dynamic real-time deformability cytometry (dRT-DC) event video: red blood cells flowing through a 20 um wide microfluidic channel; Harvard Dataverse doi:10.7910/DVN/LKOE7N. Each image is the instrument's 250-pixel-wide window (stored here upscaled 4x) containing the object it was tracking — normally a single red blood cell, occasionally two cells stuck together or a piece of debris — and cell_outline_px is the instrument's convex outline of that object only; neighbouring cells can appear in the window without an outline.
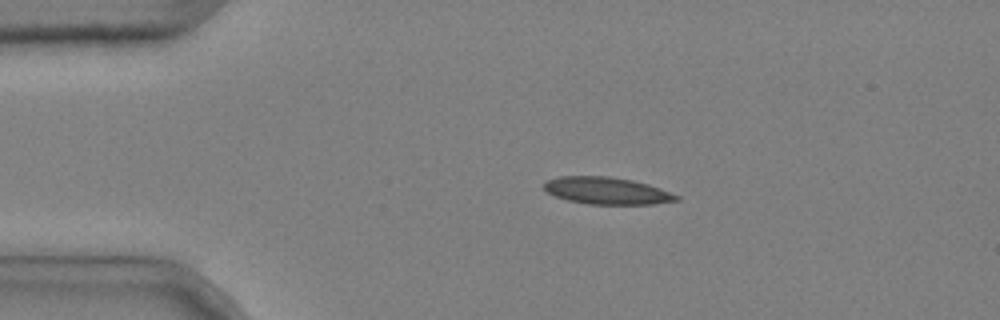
{"species": "common noctule bat (a hibernating species)", "species_latin": "Nyctalus noctula", "temperature_condition": "cold", "stored_images_in_passage": 42, "camera_frame_rate_fps": 3000, "um_per_image_px": 0.085, "animal": {"sex": "male", "body_mass_g": 20.4}, "frame": {"image": 1, "passage_image": 1, "time_ms": 0.0, "image_size_px": [1000, 320], "cell_outline_px": [[680, 200], [652, 204], [588, 204], [568, 200], [556, 196], [548, 192], [544, 188], [544, 184], [548, 180], [560, 176], [608, 176], [632, 180], [648, 184], [660, 188], [680, 196]], "centroid_in_image_um": [51.61, 16.21], "position_along_channel_um": 33.4, "area_um2": 20.75}}
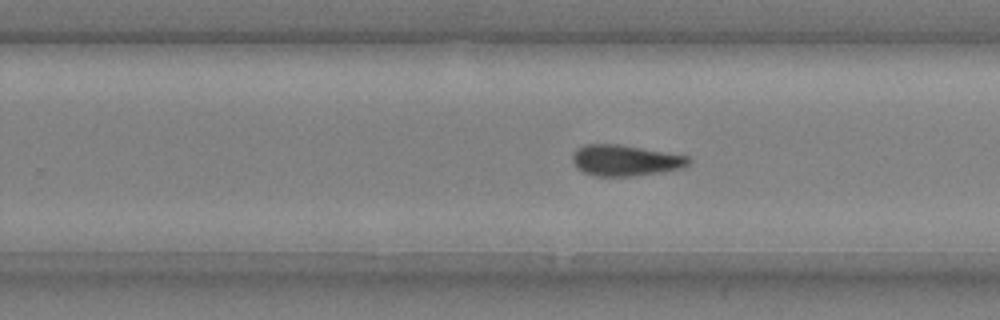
{"frame": {"image": 2, "passage_image": 24, "time_ms": 7.667, "image_size_px": [1000, 320], "cell_outline_px": [[692, 160], [684, 168], [664, 172], [632, 176], [596, 176], [584, 172], [572, 160], [572, 156], [576, 148], [584, 144], [620, 144], [688, 156]], "centroid_in_image_um": [53.18, 13.63], "position_along_channel_um": 276.6, "area_um2": 20.98}}
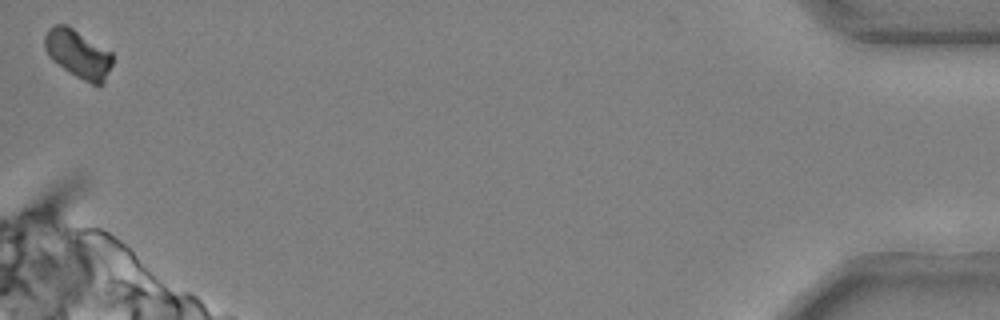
{"frame": {"image": 3, "passage_image": 42, "time_ms": 13.667, "image_size_px": [1000, 320], "cell_outline_px": [[112, 64], [104, 84], [92, 84], [76, 76], [52, 60], [48, 56], [44, 48], [44, 36], [48, 28], [52, 24], [64, 24], [72, 28], [112, 52]], "centroid_in_image_um": [6.62, 4.57], "position_along_channel_um": 428.6, "area_um2": 18.96}, "authors_computed_cell_mechanics": {"area_um2": 20.9236, "velocity_mm_per_s": 3.6896, "shape_relaxation_time_tau1_ms": null, "shape_relaxation_time_tau2_ms": 7.6869, "deformation_change_tau1": null, "deformation_change_tau2": 0.1331}}